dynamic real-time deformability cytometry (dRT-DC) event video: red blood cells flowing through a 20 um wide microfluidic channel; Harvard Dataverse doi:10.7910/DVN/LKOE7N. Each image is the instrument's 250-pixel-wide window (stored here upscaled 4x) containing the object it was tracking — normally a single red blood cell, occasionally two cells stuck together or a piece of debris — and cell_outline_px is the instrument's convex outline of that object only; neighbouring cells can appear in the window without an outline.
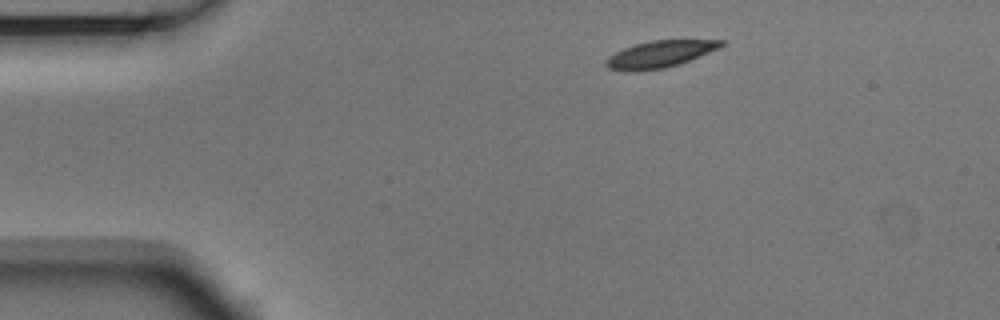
{"species": "Egyptian fruit bat (a non-hibernating species)", "species_latin": "Rousettus aegyptiacus", "temperature_condition": "room temperature", "stored_images_in_passage": 3, "camera_frame_rate_fps": 3000, "um_per_image_px": 0.085, "animal": {"sex": "male"}, "frame": {"image": 1, "passage_image": 1, "time_ms": 0.0, "image_size_px": [1000, 320], "cell_outline_px": [[724, 44], [720, 48], [680, 64], [664, 68], [636, 72], [624, 72], [608, 68], [604, 64], [604, 60], [608, 56], [624, 48], [636, 44], [652, 40], [724, 40]], "centroid_in_image_um": [56.04, 4.62], "position_along_channel_um": 29.0, "area_um2": 18.21}}
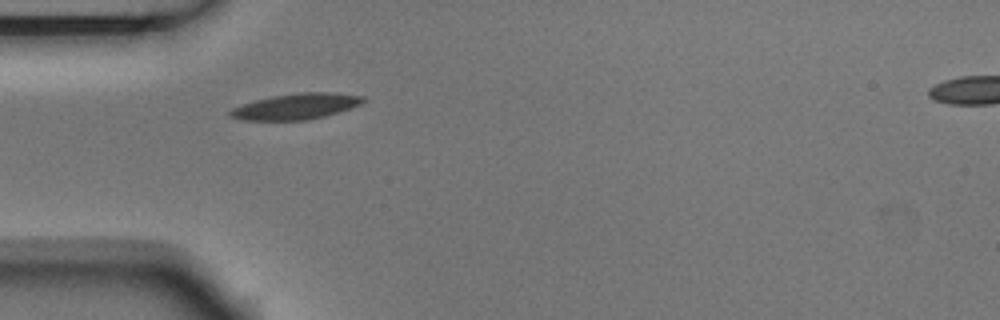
{"frame": {"image": 2, "passage_image": 2, "time_ms": 0.333, "image_size_px": [1000, 320], "cell_outline_px": [[368, 100], [360, 104], [324, 116], [308, 120], [240, 120], [228, 116], [228, 112], [232, 108], [256, 100], [272, 96], [300, 92], [332, 92], [364, 96]], "centroid_in_image_um": [25.15, 9.04], "position_along_channel_um": 59.8, "area_um2": 19.94}}
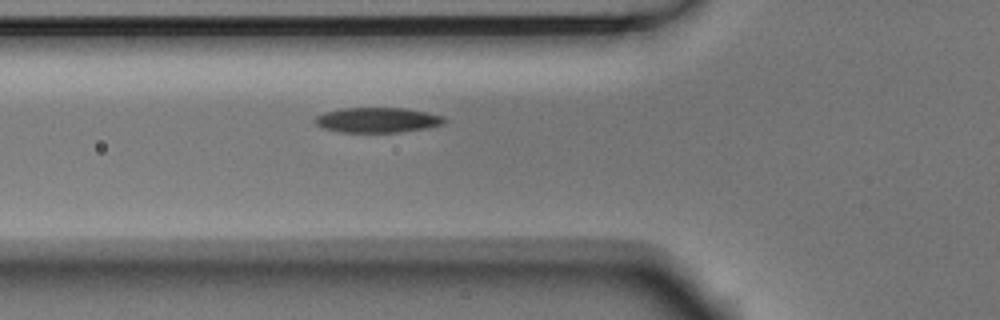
{"frame": {"image": 3, "passage_image": 3, "time_ms": 0.667, "image_size_px": [1000, 320], "cell_outline_px": [[448, 120], [444, 124], [428, 128], [400, 132], [340, 132], [320, 128], [312, 120], [316, 116], [324, 112], [340, 108], [404, 108], [444, 116]], "centroid_in_image_um": [32.06, 10.21], "position_along_channel_um": 93.7, "area_um2": 19.13}}